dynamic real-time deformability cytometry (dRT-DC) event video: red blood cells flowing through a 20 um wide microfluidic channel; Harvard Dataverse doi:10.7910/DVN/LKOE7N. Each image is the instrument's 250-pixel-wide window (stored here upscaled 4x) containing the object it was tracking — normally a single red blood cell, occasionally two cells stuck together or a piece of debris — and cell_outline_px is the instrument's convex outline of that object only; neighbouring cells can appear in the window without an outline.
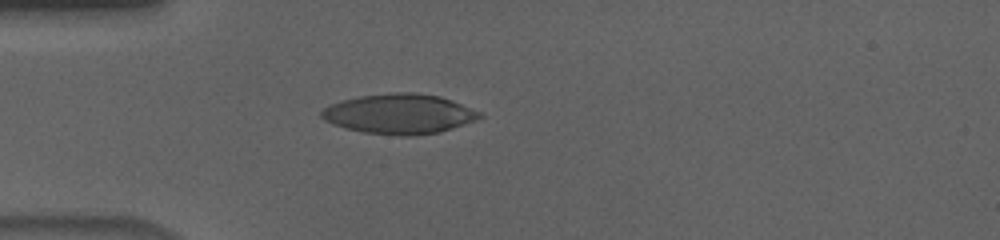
{"species": "human", "species_latin": "Homo sapiens", "temperature_condition": "cold", "stored_images_in_passage": 43, "camera_frame_rate_fps": 3000, "um_per_image_px": 0.085, "donor": {"sex": "male"}, "frame": {"image": 1, "passage_image": 3, "time_ms": 0.667, "image_size_px": [1000, 240], "cell_outline_px": [[484, 116], [476, 120], [440, 132], [416, 136], [400, 136], [364, 132], [344, 128], [332, 124], [324, 120], [320, 116], [320, 112], [324, 108], [332, 104], [344, 100], [360, 96], [392, 92], [412, 92], [440, 96], [452, 100], [480, 112]], "centroid_in_image_um": [33.94, 9.69], "position_along_channel_um": 51.1, "area_um2": 36.82}}
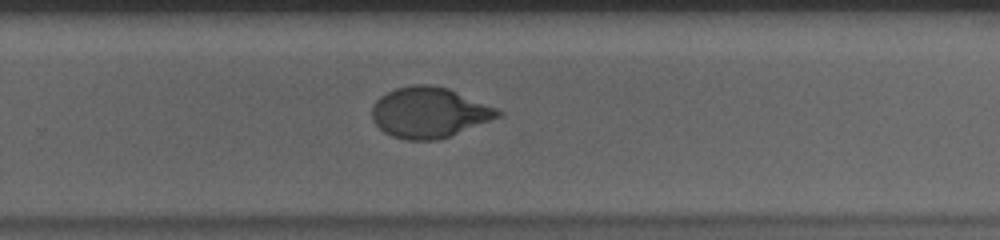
{"frame": {"image": 2, "passage_image": 24, "time_ms": 7.667, "image_size_px": [1000, 240], "cell_outline_px": [[504, 112], [500, 116], [452, 136], [436, 140], [404, 140], [392, 136], [384, 132], [372, 120], [372, 108], [376, 100], [380, 96], [396, 88], [412, 84], [428, 84], [448, 88], [496, 108]], "centroid_in_image_um": [36.46, 9.57], "position_along_channel_um": 293.3, "area_um2": 37.05}}
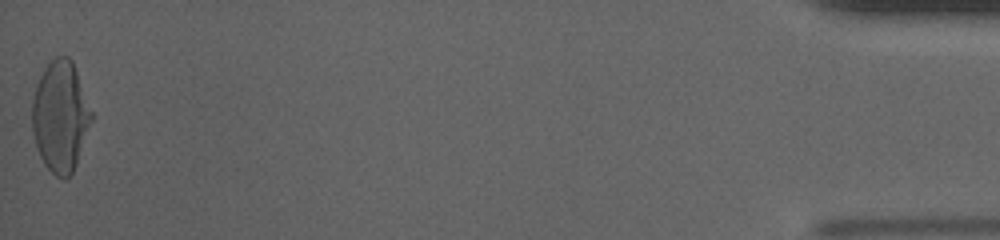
{"frame": {"image": 3, "passage_image": 43, "time_ms": 14.0, "image_size_px": [1000, 240], "cell_outline_px": [[92, 120], [76, 164], [72, 172], [64, 180], [56, 176], [44, 164], [36, 148], [32, 132], [32, 100], [36, 84], [44, 68], [56, 56], [68, 56], [72, 60], [92, 112]], "centroid_in_image_um": [5.11, 9.9], "position_along_channel_um": 430.1, "area_um2": 38.15}, "authors_computed_cell_mechanics": {"area_um2": 37.2232, "velocity_mm_per_s": 3.6394, "shape_relaxation_time_tau1_ms": 6.0082, "shape_relaxation_time_tau2_ms": 0.8951, "deformation_change_tau1": 0.2257, "deformation_change_tau2": 0.0509}}